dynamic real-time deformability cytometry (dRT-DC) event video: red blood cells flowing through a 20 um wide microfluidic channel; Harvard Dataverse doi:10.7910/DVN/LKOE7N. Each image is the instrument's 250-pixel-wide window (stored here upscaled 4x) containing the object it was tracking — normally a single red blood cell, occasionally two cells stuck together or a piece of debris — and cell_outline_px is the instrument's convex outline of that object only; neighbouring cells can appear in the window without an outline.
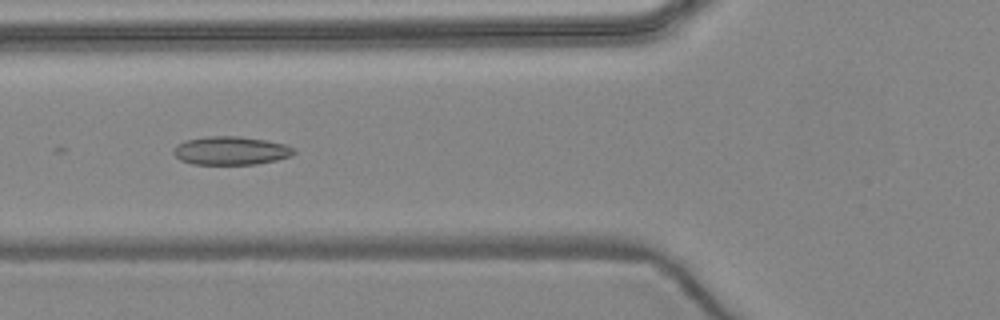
{"species": "common noctule bat (a hibernating species)", "species_latin": "Nyctalus noctula", "temperature_condition": "warm", "stored_images_in_passage": 7, "camera_frame_rate_fps": 3000, "um_per_image_px": 0.085, "animal": {"sex": "female", "body_mass_g": 24.6, "forearm_length_mm": 56.2}, "frame": {"image": 1, "passage_image": 6, "time_ms": 6.0, "image_size_px": [1000, 320], "cell_outline_px": [[296, 152], [292, 156], [276, 160], [256, 164], [192, 164], [180, 160], [172, 152], [176, 144], [184, 140], [208, 136], [240, 136], [264, 140], [284, 144], [296, 148]], "centroid_in_image_um": [19.61, 12.8], "position_along_channel_um": 106.2, "area_um2": 20.06}}
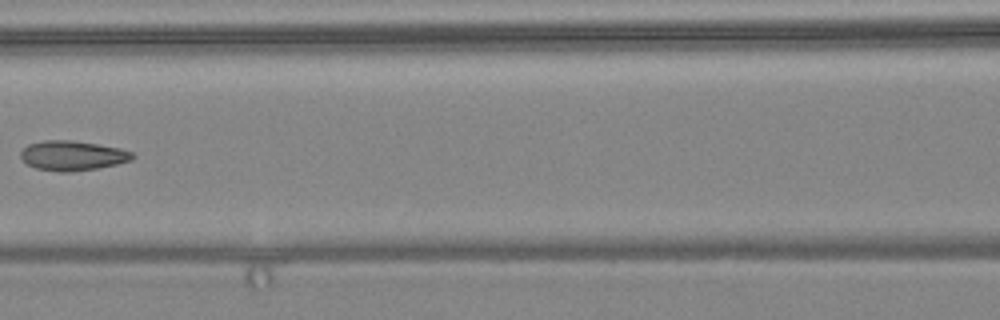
{"frame": {"image": 2, "passage_image": 7, "time_ms": 7.333, "image_size_px": [1000, 320], "cell_outline_px": [[136, 156], [132, 160], [116, 164], [96, 168], [72, 172], [60, 172], [36, 168], [28, 164], [20, 156], [20, 152], [28, 144], [44, 140], [72, 140], [120, 148], [132, 152]], "centroid_in_image_um": [6.17, 13.22], "position_along_channel_um": 160.4, "area_um2": 19.31}}